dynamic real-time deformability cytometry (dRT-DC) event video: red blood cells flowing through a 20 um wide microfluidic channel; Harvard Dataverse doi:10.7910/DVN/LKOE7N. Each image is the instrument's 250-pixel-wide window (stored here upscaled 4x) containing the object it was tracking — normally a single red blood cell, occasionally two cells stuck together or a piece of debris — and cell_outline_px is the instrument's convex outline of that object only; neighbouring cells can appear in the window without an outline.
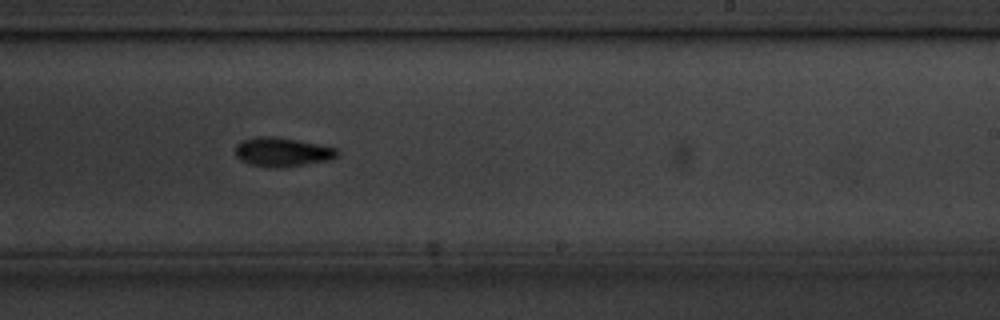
{"species": "common noctule bat (a hibernating species)", "species_latin": "Nyctalus noctula", "temperature_condition": "cold", "stored_images_in_passage": 52, "camera_frame_rate_fps": 3000, "um_per_image_px": 0.085, "animal": {"sex": "male", "body_mass_g": 20.1, "forearm_length_mm": 53.5}, "frame": {"image": 1, "passage_image": 30, "time_ms": 9.667, "image_size_px": [1000, 320], "cell_outline_px": [[340, 152], [332, 160], [300, 164], [252, 164], [240, 160], [236, 156], [236, 144], [244, 140], [256, 136], [272, 136], [296, 140], [336, 148]], "centroid_in_image_um": [24.0, 12.86], "position_along_channel_um": 265.0, "area_um2": 16.18}}
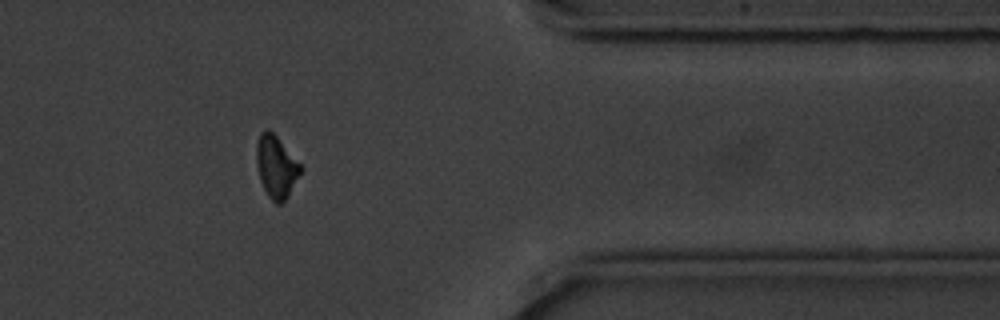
{"frame": {"image": 2, "passage_image": 42, "time_ms": 13.667, "image_size_px": [1000, 320], "cell_outline_px": [[304, 168], [288, 196], [280, 204], [276, 204], [268, 196], [260, 180], [256, 164], [256, 144], [260, 132], [264, 128], [268, 128], [276, 136]], "centroid_in_image_um": [23.47, 14.16], "position_along_channel_um": 387.9, "area_um2": 16.07}}
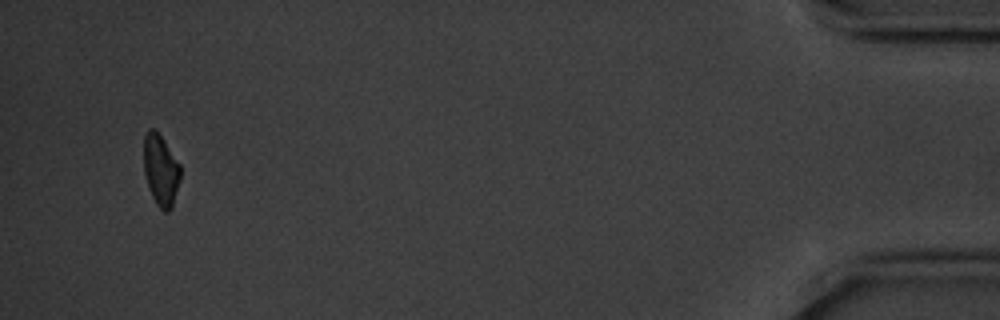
{"frame": {"image": 3, "passage_image": 50, "time_ms": 16.333, "image_size_px": [1000, 320], "cell_outline_px": [[180, 180], [172, 208], [168, 212], [164, 212], [156, 204], [152, 196], [144, 172], [144, 136], [148, 128], [152, 128], [160, 136], [180, 164]], "centroid_in_image_um": [13.67, 14.49], "position_along_channel_um": 421.5, "area_um2": 15.03}, "authors_computed_cell_mechanics": {"area_um2": 16.5019, "velocity_mm_per_s": 3.5325, "shape_relaxation_time_tau1_ms": 1.8454, "shape_relaxation_time_tau2_ms": null, "deformation_change_tau1": 0.0923, "deformation_change_tau2": null}}